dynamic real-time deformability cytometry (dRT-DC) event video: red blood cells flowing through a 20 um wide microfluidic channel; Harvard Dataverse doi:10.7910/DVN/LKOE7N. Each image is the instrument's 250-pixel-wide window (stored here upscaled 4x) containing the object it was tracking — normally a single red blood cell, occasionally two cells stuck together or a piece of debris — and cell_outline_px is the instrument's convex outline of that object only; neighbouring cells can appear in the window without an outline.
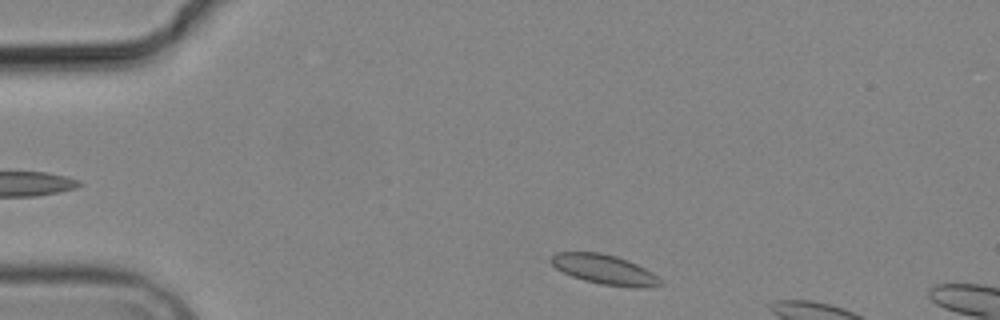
{"species": "common noctule bat (a hibernating species)", "species_latin": "Nyctalus noctula", "temperature_condition": "cold", "stored_images_in_passage": 3, "camera_frame_rate_fps": 3000, "um_per_image_px": 0.085, "animal": {"sex": "male", "body_mass_g": 19.2, "forearm_length_mm": 51.8}, "frame": {"image": 1, "passage_image": 3, "time_ms": 2.333, "image_size_px": [1000, 320], "cell_outline_px": [[664, 284], [644, 288], [636, 288], [600, 284], [584, 280], [572, 276], [556, 268], [548, 260], [556, 252], [600, 252], [616, 256], [628, 260], [652, 272]], "centroid_in_image_um": [51.37, 22.91], "position_along_channel_um": 33.6, "area_um2": 18.9}}